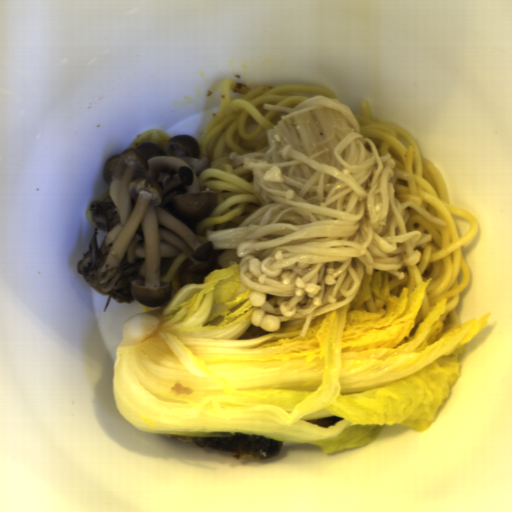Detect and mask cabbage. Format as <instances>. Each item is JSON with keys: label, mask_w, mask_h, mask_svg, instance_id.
I'll list each match as a JSON object with an SVG mask.
<instances>
[{"label": "cabbage", "mask_w": 512, "mask_h": 512, "mask_svg": "<svg viewBox=\"0 0 512 512\" xmlns=\"http://www.w3.org/2000/svg\"><path fill=\"white\" fill-rule=\"evenodd\" d=\"M234 263L178 287L121 324L113 394L121 416L163 435L253 434L334 453L386 426L426 432L452 395L457 353L486 314L446 327V297L414 326L432 278L390 295L387 272L364 275L345 305L273 333L248 332L254 306ZM413 334V335H412ZM344 418L323 428L305 420Z\"/></svg>", "instance_id": "obj_1"}]
</instances>
